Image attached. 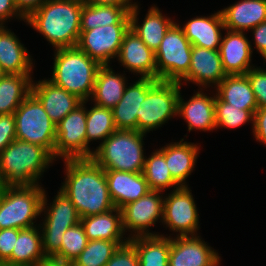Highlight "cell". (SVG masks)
Returning a JSON list of instances; mask_svg holds the SVG:
<instances>
[{
    "instance_id": "18",
    "label": "cell",
    "mask_w": 266,
    "mask_h": 266,
    "mask_svg": "<svg viewBox=\"0 0 266 266\" xmlns=\"http://www.w3.org/2000/svg\"><path fill=\"white\" fill-rule=\"evenodd\" d=\"M219 50L192 46L191 63L188 74L182 79L207 88L211 83L218 84L226 77Z\"/></svg>"
},
{
    "instance_id": "11",
    "label": "cell",
    "mask_w": 266,
    "mask_h": 266,
    "mask_svg": "<svg viewBox=\"0 0 266 266\" xmlns=\"http://www.w3.org/2000/svg\"><path fill=\"white\" fill-rule=\"evenodd\" d=\"M188 186H181L164 197L162 223L176 236H195L199 229V214Z\"/></svg>"
},
{
    "instance_id": "7",
    "label": "cell",
    "mask_w": 266,
    "mask_h": 266,
    "mask_svg": "<svg viewBox=\"0 0 266 266\" xmlns=\"http://www.w3.org/2000/svg\"><path fill=\"white\" fill-rule=\"evenodd\" d=\"M180 90L178 82L155 80L140 104L137 131L147 134L177 116Z\"/></svg>"
},
{
    "instance_id": "30",
    "label": "cell",
    "mask_w": 266,
    "mask_h": 266,
    "mask_svg": "<svg viewBox=\"0 0 266 266\" xmlns=\"http://www.w3.org/2000/svg\"><path fill=\"white\" fill-rule=\"evenodd\" d=\"M216 94L224 101L253 114L258 105L246 74L226 75L216 87Z\"/></svg>"
},
{
    "instance_id": "32",
    "label": "cell",
    "mask_w": 266,
    "mask_h": 266,
    "mask_svg": "<svg viewBox=\"0 0 266 266\" xmlns=\"http://www.w3.org/2000/svg\"><path fill=\"white\" fill-rule=\"evenodd\" d=\"M36 226L19 229L18 238L12 251V266H37L45 260L42 248V234Z\"/></svg>"
},
{
    "instance_id": "23",
    "label": "cell",
    "mask_w": 266,
    "mask_h": 266,
    "mask_svg": "<svg viewBox=\"0 0 266 266\" xmlns=\"http://www.w3.org/2000/svg\"><path fill=\"white\" fill-rule=\"evenodd\" d=\"M139 6L135 3L134 7L129 11L130 29L150 48L154 53L159 48L166 32L175 23L160 12L158 7H151L140 25L138 23Z\"/></svg>"
},
{
    "instance_id": "19",
    "label": "cell",
    "mask_w": 266,
    "mask_h": 266,
    "mask_svg": "<svg viewBox=\"0 0 266 266\" xmlns=\"http://www.w3.org/2000/svg\"><path fill=\"white\" fill-rule=\"evenodd\" d=\"M219 47L222 66L227 75L246 74L251 68L253 48L244 32L226 30Z\"/></svg>"
},
{
    "instance_id": "8",
    "label": "cell",
    "mask_w": 266,
    "mask_h": 266,
    "mask_svg": "<svg viewBox=\"0 0 266 266\" xmlns=\"http://www.w3.org/2000/svg\"><path fill=\"white\" fill-rule=\"evenodd\" d=\"M16 139L45 148L54 157L56 124L30 93L15 110Z\"/></svg>"
},
{
    "instance_id": "5",
    "label": "cell",
    "mask_w": 266,
    "mask_h": 266,
    "mask_svg": "<svg viewBox=\"0 0 266 266\" xmlns=\"http://www.w3.org/2000/svg\"><path fill=\"white\" fill-rule=\"evenodd\" d=\"M145 135L137 130H116L97 146L91 158L104 170L143 173Z\"/></svg>"
},
{
    "instance_id": "31",
    "label": "cell",
    "mask_w": 266,
    "mask_h": 266,
    "mask_svg": "<svg viewBox=\"0 0 266 266\" xmlns=\"http://www.w3.org/2000/svg\"><path fill=\"white\" fill-rule=\"evenodd\" d=\"M134 6L97 5L83 2L80 32L98 26L130 24L129 11Z\"/></svg>"
},
{
    "instance_id": "49",
    "label": "cell",
    "mask_w": 266,
    "mask_h": 266,
    "mask_svg": "<svg viewBox=\"0 0 266 266\" xmlns=\"http://www.w3.org/2000/svg\"><path fill=\"white\" fill-rule=\"evenodd\" d=\"M37 266H73L72 263L62 262L54 258H46L41 261Z\"/></svg>"
},
{
    "instance_id": "46",
    "label": "cell",
    "mask_w": 266,
    "mask_h": 266,
    "mask_svg": "<svg viewBox=\"0 0 266 266\" xmlns=\"http://www.w3.org/2000/svg\"><path fill=\"white\" fill-rule=\"evenodd\" d=\"M251 30L253 31L255 48L266 61V21Z\"/></svg>"
},
{
    "instance_id": "43",
    "label": "cell",
    "mask_w": 266,
    "mask_h": 266,
    "mask_svg": "<svg viewBox=\"0 0 266 266\" xmlns=\"http://www.w3.org/2000/svg\"><path fill=\"white\" fill-rule=\"evenodd\" d=\"M16 139L15 115H0V153Z\"/></svg>"
},
{
    "instance_id": "22",
    "label": "cell",
    "mask_w": 266,
    "mask_h": 266,
    "mask_svg": "<svg viewBox=\"0 0 266 266\" xmlns=\"http://www.w3.org/2000/svg\"><path fill=\"white\" fill-rule=\"evenodd\" d=\"M201 89L193 94L189 101H183L181 93L178 99V116L183 117L188 123V131L202 130L211 131L216 128L215 122V101L213 97L201 93Z\"/></svg>"
},
{
    "instance_id": "44",
    "label": "cell",
    "mask_w": 266,
    "mask_h": 266,
    "mask_svg": "<svg viewBox=\"0 0 266 266\" xmlns=\"http://www.w3.org/2000/svg\"><path fill=\"white\" fill-rule=\"evenodd\" d=\"M253 136L256 141L266 145V106L258 108L254 113Z\"/></svg>"
},
{
    "instance_id": "9",
    "label": "cell",
    "mask_w": 266,
    "mask_h": 266,
    "mask_svg": "<svg viewBox=\"0 0 266 266\" xmlns=\"http://www.w3.org/2000/svg\"><path fill=\"white\" fill-rule=\"evenodd\" d=\"M192 44L176 22L166 32L155 52L157 80L178 82L188 74Z\"/></svg>"
},
{
    "instance_id": "15",
    "label": "cell",
    "mask_w": 266,
    "mask_h": 266,
    "mask_svg": "<svg viewBox=\"0 0 266 266\" xmlns=\"http://www.w3.org/2000/svg\"><path fill=\"white\" fill-rule=\"evenodd\" d=\"M201 236H177L171 238L169 266H218L220 256L208 246Z\"/></svg>"
},
{
    "instance_id": "37",
    "label": "cell",
    "mask_w": 266,
    "mask_h": 266,
    "mask_svg": "<svg viewBox=\"0 0 266 266\" xmlns=\"http://www.w3.org/2000/svg\"><path fill=\"white\" fill-rule=\"evenodd\" d=\"M128 241L91 240L72 262L73 266H105L114 251Z\"/></svg>"
},
{
    "instance_id": "12",
    "label": "cell",
    "mask_w": 266,
    "mask_h": 266,
    "mask_svg": "<svg viewBox=\"0 0 266 266\" xmlns=\"http://www.w3.org/2000/svg\"><path fill=\"white\" fill-rule=\"evenodd\" d=\"M164 198L161 191H149L140 199L130 202L122 207V226L124 233L131 232L129 239L140 236H158L160 234L149 232L159 219H163ZM132 230V231H130ZM132 235V236H131Z\"/></svg>"
},
{
    "instance_id": "16",
    "label": "cell",
    "mask_w": 266,
    "mask_h": 266,
    "mask_svg": "<svg viewBox=\"0 0 266 266\" xmlns=\"http://www.w3.org/2000/svg\"><path fill=\"white\" fill-rule=\"evenodd\" d=\"M117 59L125 69L140 74L141 78L157 80L155 53L132 29L124 35Z\"/></svg>"
},
{
    "instance_id": "51",
    "label": "cell",
    "mask_w": 266,
    "mask_h": 266,
    "mask_svg": "<svg viewBox=\"0 0 266 266\" xmlns=\"http://www.w3.org/2000/svg\"><path fill=\"white\" fill-rule=\"evenodd\" d=\"M7 73L2 69V67L0 66V81L5 77Z\"/></svg>"
},
{
    "instance_id": "34",
    "label": "cell",
    "mask_w": 266,
    "mask_h": 266,
    "mask_svg": "<svg viewBox=\"0 0 266 266\" xmlns=\"http://www.w3.org/2000/svg\"><path fill=\"white\" fill-rule=\"evenodd\" d=\"M28 74H6L0 81V115L12 114L31 93Z\"/></svg>"
},
{
    "instance_id": "29",
    "label": "cell",
    "mask_w": 266,
    "mask_h": 266,
    "mask_svg": "<svg viewBox=\"0 0 266 266\" xmlns=\"http://www.w3.org/2000/svg\"><path fill=\"white\" fill-rule=\"evenodd\" d=\"M113 71L110 65L99 68L91 97L94 104L109 109H113L122 99L127 85L124 74H117Z\"/></svg>"
},
{
    "instance_id": "50",
    "label": "cell",
    "mask_w": 266,
    "mask_h": 266,
    "mask_svg": "<svg viewBox=\"0 0 266 266\" xmlns=\"http://www.w3.org/2000/svg\"><path fill=\"white\" fill-rule=\"evenodd\" d=\"M5 187H6V185L4 184V181H3V179L0 176V198H1V195H2L3 190L5 189Z\"/></svg>"
},
{
    "instance_id": "36",
    "label": "cell",
    "mask_w": 266,
    "mask_h": 266,
    "mask_svg": "<svg viewBox=\"0 0 266 266\" xmlns=\"http://www.w3.org/2000/svg\"><path fill=\"white\" fill-rule=\"evenodd\" d=\"M143 175L150 190L163 192L169 187L174 190L181 187L171 176L164 155L157 149L146 158Z\"/></svg>"
},
{
    "instance_id": "35",
    "label": "cell",
    "mask_w": 266,
    "mask_h": 266,
    "mask_svg": "<svg viewBox=\"0 0 266 266\" xmlns=\"http://www.w3.org/2000/svg\"><path fill=\"white\" fill-rule=\"evenodd\" d=\"M112 109L94 104L86 109V158H91L93 151L88 147L93 140L103 141L116 131Z\"/></svg>"
},
{
    "instance_id": "3",
    "label": "cell",
    "mask_w": 266,
    "mask_h": 266,
    "mask_svg": "<svg viewBox=\"0 0 266 266\" xmlns=\"http://www.w3.org/2000/svg\"><path fill=\"white\" fill-rule=\"evenodd\" d=\"M53 160L42 146L15 139L0 153V176L6 186L38 185Z\"/></svg>"
},
{
    "instance_id": "33",
    "label": "cell",
    "mask_w": 266,
    "mask_h": 266,
    "mask_svg": "<svg viewBox=\"0 0 266 266\" xmlns=\"http://www.w3.org/2000/svg\"><path fill=\"white\" fill-rule=\"evenodd\" d=\"M129 241L135 247L139 266H169L170 236H140Z\"/></svg>"
},
{
    "instance_id": "17",
    "label": "cell",
    "mask_w": 266,
    "mask_h": 266,
    "mask_svg": "<svg viewBox=\"0 0 266 266\" xmlns=\"http://www.w3.org/2000/svg\"><path fill=\"white\" fill-rule=\"evenodd\" d=\"M31 93L40 101L49 118L57 125L83 103L77 96L53 84L49 79L32 80Z\"/></svg>"
},
{
    "instance_id": "6",
    "label": "cell",
    "mask_w": 266,
    "mask_h": 266,
    "mask_svg": "<svg viewBox=\"0 0 266 266\" xmlns=\"http://www.w3.org/2000/svg\"><path fill=\"white\" fill-rule=\"evenodd\" d=\"M44 189L38 185L6 186L0 198V229H26L41 214Z\"/></svg>"
},
{
    "instance_id": "40",
    "label": "cell",
    "mask_w": 266,
    "mask_h": 266,
    "mask_svg": "<svg viewBox=\"0 0 266 266\" xmlns=\"http://www.w3.org/2000/svg\"><path fill=\"white\" fill-rule=\"evenodd\" d=\"M246 76L251 84L258 108L266 106V70L263 68H251Z\"/></svg>"
},
{
    "instance_id": "39",
    "label": "cell",
    "mask_w": 266,
    "mask_h": 266,
    "mask_svg": "<svg viewBox=\"0 0 266 266\" xmlns=\"http://www.w3.org/2000/svg\"><path fill=\"white\" fill-rule=\"evenodd\" d=\"M87 242L88 239L85 230L81 222H79L65 231L62 238L61 250L54 259L72 263L86 248Z\"/></svg>"
},
{
    "instance_id": "13",
    "label": "cell",
    "mask_w": 266,
    "mask_h": 266,
    "mask_svg": "<svg viewBox=\"0 0 266 266\" xmlns=\"http://www.w3.org/2000/svg\"><path fill=\"white\" fill-rule=\"evenodd\" d=\"M86 101L56 125L54 159L86 158Z\"/></svg>"
},
{
    "instance_id": "4",
    "label": "cell",
    "mask_w": 266,
    "mask_h": 266,
    "mask_svg": "<svg viewBox=\"0 0 266 266\" xmlns=\"http://www.w3.org/2000/svg\"><path fill=\"white\" fill-rule=\"evenodd\" d=\"M54 57L50 81L88 102L101 65L77 46L55 49Z\"/></svg>"
},
{
    "instance_id": "27",
    "label": "cell",
    "mask_w": 266,
    "mask_h": 266,
    "mask_svg": "<svg viewBox=\"0 0 266 266\" xmlns=\"http://www.w3.org/2000/svg\"><path fill=\"white\" fill-rule=\"evenodd\" d=\"M183 140L184 138L179 142L169 143L159 151L164 155L167 168L173 179L180 186H188L185 180L195 168L200 147L191 142H183Z\"/></svg>"
},
{
    "instance_id": "25",
    "label": "cell",
    "mask_w": 266,
    "mask_h": 266,
    "mask_svg": "<svg viewBox=\"0 0 266 266\" xmlns=\"http://www.w3.org/2000/svg\"><path fill=\"white\" fill-rule=\"evenodd\" d=\"M226 30L248 31L266 21V0H241L221 10Z\"/></svg>"
},
{
    "instance_id": "21",
    "label": "cell",
    "mask_w": 266,
    "mask_h": 266,
    "mask_svg": "<svg viewBox=\"0 0 266 266\" xmlns=\"http://www.w3.org/2000/svg\"><path fill=\"white\" fill-rule=\"evenodd\" d=\"M154 81L153 78L139 77L131 86L126 85L122 99L112 109L117 130H137L140 104L145 100L148 87Z\"/></svg>"
},
{
    "instance_id": "42",
    "label": "cell",
    "mask_w": 266,
    "mask_h": 266,
    "mask_svg": "<svg viewBox=\"0 0 266 266\" xmlns=\"http://www.w3.org/2000/svg\"><path fill=\"white\" fill-rule=\"evenodd\" d=\"M19 229H0V263L12 266V251L16 244Z\"/></svg>"
},
{
    "instance_id": "26",
    "label": "cell",
    "mask_w": 266,
    "mask_h": 266,
    "mask_svg": "<svg viewBox=\"0 0 266 266\" xmlns=\"http://www.w3.org/2000/svg\"><path fill=\"white\" fill-rule=\"evenodd\" d=\"M32 57L14 32L0 27V66L7 74H28L32 78Z\"/></svg>"
},
{
    "instance_id": "20",
    "label": "cell",
    "mask_w": 266,
    "mask_h": 266,
    "mask_svg": "<svg viewBox=\"0 0 266 266\" xmlns=\"http://www.w3.org/2000/svg\"><path fill=\"white\" fill-rule=\"evenodd\" d=\"M105 176L111 200L119 209L151 191L143 173L105 170Z\"/></svg>"
},
{
    "instance_id": "47",
    "label": "cell",
    "mask_w": 266,
    "mask_h": 266,
    "mask_svg": "<svg viewBox=\"0 0 266 266\" xmlns=\"http://www.w3.org/2000/svg\"><path fill=\"white\" fill-rule=\"evenodd\" d=\"M46 0H14L18 11L27 18L32 12L37 10Z\"/></svg>"
},
{
    "instance_id": "1",
    "label": "cell",
    "mask_w": 266,
    "mask_h": 266,
    "mask_svg": "<svg viewBox=\"0 0 266 266\" xmlns=\"http://www.w3.org/2000/svg\"><path fill=\"white\" fill-rule=\"evenodd\" d=\"M64 162L66 178L59 190L70 199L80 218L115 208L105 170L92 158L66 159Z\"/></svg>"
},
{
    "instance_id": "52",
    "label": "cell",
    "mask_w": 266,
    "mask_h": 266,
    "mask_svg": "<svg viewBox=\"0 0 266 266\" xmlns=\"http://www.w3.org/2000/svg\"><path fill=\"white\" fill-rule=\"evenodd\" d=\"M0 266H8V265H7V264H1V263H0Z\"/></svg>"
},
{
    "instance_id": "45",
    "label": "cell",
    "mask_w": 266,
    "mask_h": 266,
    "mask_svg": "<svg viewBox=\"0 0 266 266\" xmlns=\"http://www.w3.org/2000/svg\"><path fill=\"white\" fill-rule=\"evenodd\" d=\"M15 16L19 20L26 21V18L18 11L14 0H0V25L4 26V22L10 17Z\"/></svg>"
},
{
    "instance_id": "38",
    "label": "cell",
    "mask_w": 266,
    "mask_h": 266,
    "mask_svg": "<svg viewBox=\"0 0 266 266\" xmlns=\"http://www.w3.org/2000/svg\"><path fill=\"white\" fill-rule=\"evenodd\" d=\"M249 121L254 125V114L249 110H242V107H235L224 102L217 94L215 101V122L216 129L237 128Z\"/></svg>"
},
{
    "instance_id": "14",
    "label": "cell",
    "mask_w": 266,
    "mask_h": 266,
    "mask_svg": "<svg viewBox=\"0 0 266 266\" xmlns=\"http://www.w3.org/2000/svg\"><path fill=\"white\" fill-rule=\"evenodd\" d=\"M130 24L98 26L80 33L77 47L101 66L110 65V59L118 56L124 35Z\"/></svg>"
},
{
    "instance_id": "2",
    "label": "cell",
    "mask_w": 266,
    "mask_h": 266,
    "mask_svg": "<svg viewBox=\"0 0 266 266\" xmlns=\"http://www.w3.org/2000/svg\"><path fill=\"white\" fill-rule=\"evenodd\" d=\"M82 7L79 0H46L25 22L55 49L74 47L81 33Z\"/></svg>"
},
{
    "instance_id": "48",
    "label": "cell",
    "mask_w": 266,
    "mask_h": 266,
    "mask_svg": "<svg viewBox=\"0 0 266 266\" xmlns=\"http://www.w3.org/2000/svg\"><path fill=\"white\" fill-rule=\"evenodd\" d=\"M85 3L97 5L134 6L136 2H131V0H86Z\"/></svg>"
},
{
    "instance_id": "28",
    "label": "cell",
    "mask_w": 266,
    "mask_h": 266,
    "mask_svg": "<svg viewBox=\"0 0 266 266\" xmlns=\"http://www.w3.org/2000/svg\"><path fill=\"white\" fill-rule=\"evenodd\" d=\"M88 241H129L122 226V214L119 208H113L107 212L80 218Z\"/></svg>"
},
{
    "instance_id": "41",
    "label": "cell",
    "mask_w": 266,
    "mask_h": 266,
    "mask_svg": "<svg viewBox=\"0 0 266 266\" xmlns=\"http://www.w3.org/2000/svg\"><path fill=\"white\" fill-rule=\"evenodd\" d=\"M105 266H139L134 245L130 241L120 245Z\"/></svg>"
},
{
    "instance_id": "10",
    "label": "cell",
    "mask_w": 266,
    "mask_h": 266,
    "mask_svg": "<svg viewBox=\"0 0 266 266\" xmlns=\"http://www.w3.org/2000/svg\"><path fill=\"white\" fill-rule=\"evenodd\" d=\"M46 196L44 190L41 213L45 212V218L39 227L42 228L43 252L47 258H54L61 250L63 234L80 222V216L70 199L60 190L50 207L47 206Z\"/></svg>"
},
{
    "instance_id": "24",
    "label": "cell",
    "mask_w": 266,
    "mask_h": 266,
    "mask_svg": "<svg viewBox=\"0 0 266 266\" xmlns=\"http://www.w3.org/2000/svg\"><path fill=\"white\" fill-rule=\"evenodd\" d=\"M181 28L193 46L211 50H219L223 37L221 30H226L221 11L208 17L197 16Z\"/></svg>"
}]
</instances>
